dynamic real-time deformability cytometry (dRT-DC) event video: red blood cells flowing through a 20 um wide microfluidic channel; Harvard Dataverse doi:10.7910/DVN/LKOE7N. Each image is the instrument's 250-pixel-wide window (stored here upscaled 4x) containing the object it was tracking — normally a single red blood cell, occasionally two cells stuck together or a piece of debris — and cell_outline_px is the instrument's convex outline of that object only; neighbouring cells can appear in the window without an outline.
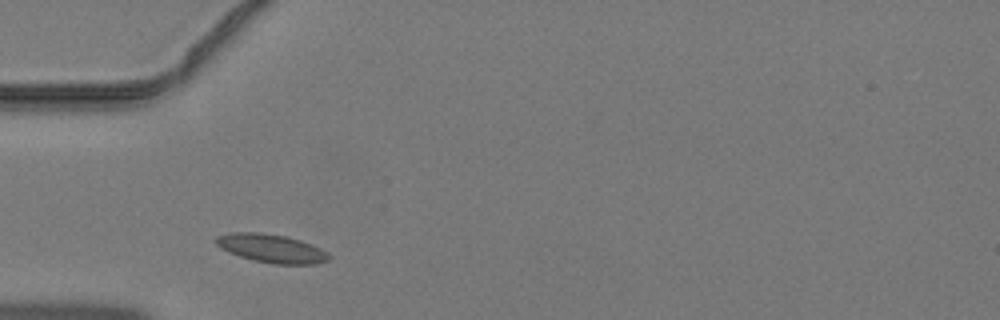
{"species": "common noctule bat (a hibernating species)", "species_latin": "Nyctalus noctula", "temperature_condition": "warm", "stored_images_in_passage": 32, "camera_frame_rate_fps": 3000, "um_per_image_px": 0.085, "animal": {"sex": "male", "body_mass_g": 19.2, "forearm_length_mm": 51.8}, "frame": {"image": 1, "passage_image": 1, "time_ms": 0.0, "image_size_px": [1000, 320], "cell_outline_px": [[332, 256], [328, 260], [316, 264], [272, 264], [252, 260], [228, 252], [220, 248], [212, 240], [216, 236], [232, 232], [260, 232], [284, 236], [300, 240], [312, 244], [320, 248]], "centroid_in_image_um": [23.04, 21.11], "position_along_channel_um": 62.0, "area_um2": 18.9}}
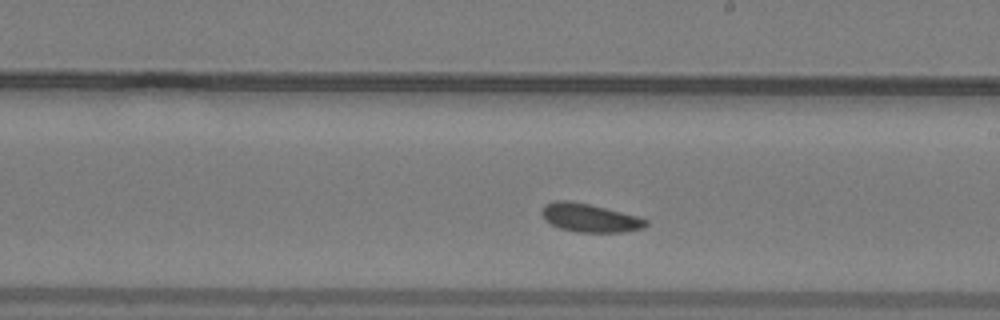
{"frame": {"image": 2, "passage_image": 13, "time_ms": 4.0, "image_size_px": [1000, 320], "cell_outline_px": [[648, 224], [644, 228], [624, 232], [576, 232], [560, 228], [544, 220], [540, 212], [544, 204], [556, 200], [568, 200], [588, 204], [640, 216], [648, 220]], "centroid_in_image_um": [50.13, 18.51], "position_along_channel_um": 238.9, "area_um2": 17.4}}
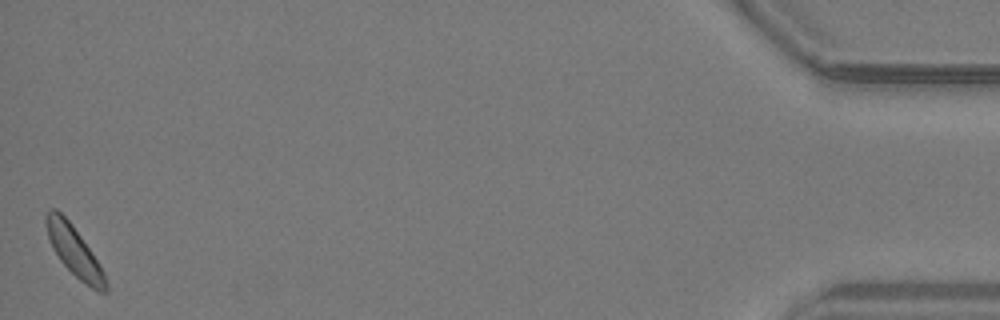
{"frame": {"image": 3, "passage_image": 32, "time_ms": 10.333, "image_size_px": [1000, 320], "cell_outline_px": [[108, 292], [96, 292], [80, 280], [60, 260], [52, 248], [48, 236], [44, 220], [44, 216], [48, 208], [56, 208], [72, 224], [92, 252], [100, 264], [104, 272], [108, 284]], "centroid_in_image_um": [6.32, 21.34], "position_along_channel_um": 428.9, "area_um2": 17.46}}